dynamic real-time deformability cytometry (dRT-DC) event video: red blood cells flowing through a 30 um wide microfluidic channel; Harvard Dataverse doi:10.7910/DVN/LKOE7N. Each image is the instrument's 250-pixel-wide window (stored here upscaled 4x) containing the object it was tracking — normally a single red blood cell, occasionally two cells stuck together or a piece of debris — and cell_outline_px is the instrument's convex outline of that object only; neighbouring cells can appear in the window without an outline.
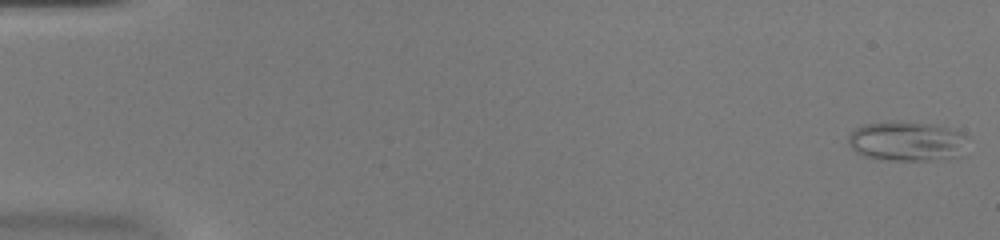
{"species": "common noctule bat (a hibernating species)", "species_latin": "Nyctalus noctula", "temperature_condition": "warm", "stored_images_in_passage": 52, "camera_frame_rate_fps": 3000, "um_per_image_px": 0.085, "animal": {"sex": "female", "body_mass_g": 20.0, "forearm_length_mm": 54.0}, "frame": {"image": 1, "passage_image": 1, "time_ms": 0.0, "image_size_px": [1000, 240], "cell_outline_px": [[968, 136], [964, 156], [928, 160], [888, 160], [864, 156], [856, 152], [848, 144], [848, 136], [856, 128], [864, 124], [892, 120], [928, 124], [948, 128], [960, 132]], "centroid_in_image_um": [77.1, 12.0], "position_along_channel_um": 7.9, "area_um2": 27.86}}
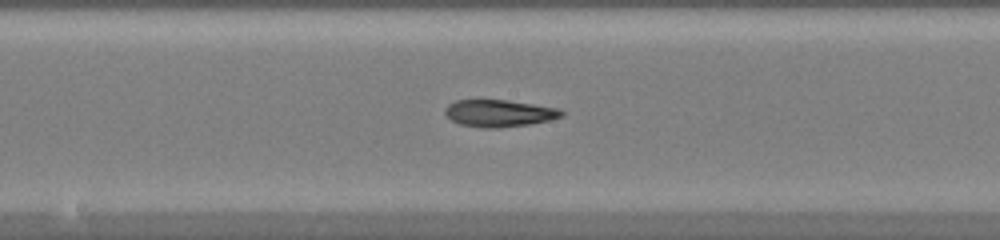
{"frame": {"image": 2, "passage_image": 28, "time_ms": 9.0, "image_size_px": [1000, 240], "cell_outline_px": [[564, 116], [548, 120], [528, 124], [496, 128], [484, 128], [460, 124], [452, 120], [444, 112], [444, 108], [448, 104], [456, 100], [504, 100], [560, 108], [564, 112]], "centroid_in_image_um": [42.42, 9.62], "position_along_channel_um": 205.8, "area_um2": 18.21}}
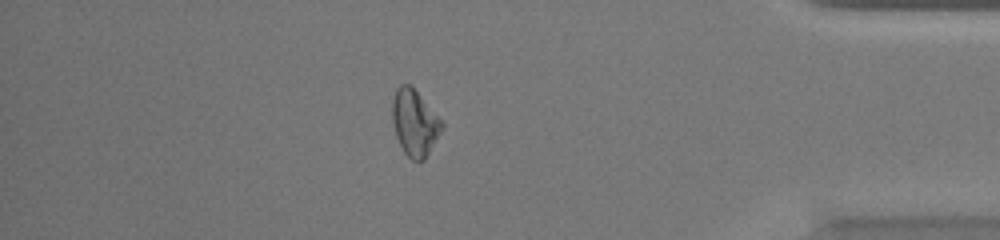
{"frame": {"image": 3, "passage_image": 45, "time_ms": 14.667, "image_size_px": [1000, 240], "cell_outline_px": [[444, 128], [424, 160], [412, 160], [404, 152], [396, 136], [392, 120], [392, 100], [396, 88], [400, 84], [412, 84], [444, 124]], "centroid_in_image_um": [35.24, 10.4], "position_along_channel_um": 400.0, "area_um2": 19.19}, "authors_computed_cell_mechanics": {"area_um2": 19.363, "velocity_mm_per_s": 4.0102, "shape_relaxation_time_tau1_ms": null, "shape_relaxation_time_tau2_ms": 5.9868, "deformation_change_tau1": null, "deformation_change_tau2": 0.1512}}